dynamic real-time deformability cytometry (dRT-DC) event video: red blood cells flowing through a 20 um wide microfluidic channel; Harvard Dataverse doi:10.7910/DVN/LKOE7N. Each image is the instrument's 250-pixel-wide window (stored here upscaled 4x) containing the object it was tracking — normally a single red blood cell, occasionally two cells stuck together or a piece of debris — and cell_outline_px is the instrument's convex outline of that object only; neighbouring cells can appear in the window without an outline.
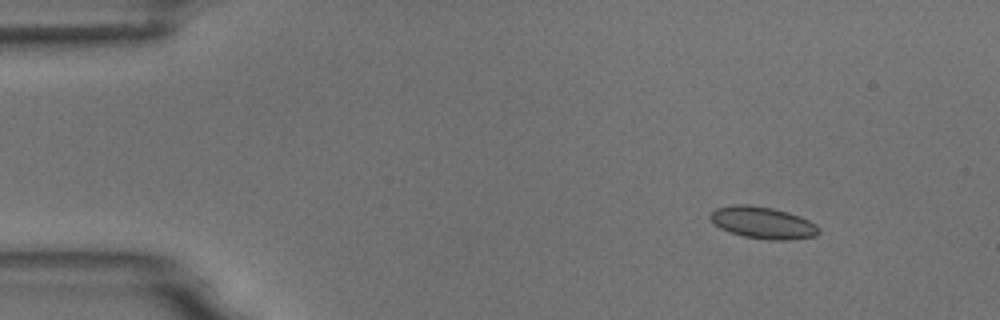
{"species": "common noctule bat (a hibernating species)", "species_latin": "Nyctalus noctula", "temperature_condition": "room temperature", "stored_images_in_passage": 7, "camera_frame_rate_fps": 3000, "um_per_image_px": 0.085, "animal": {"sex": "male", "body_mass_g": 18.8}, "frame": {"image": 1, "passage_image": 2, "time_ms": 1.0, "image_size_px": [1000, 320], "cell_outline_px": [[820, 232], [816, 236], [788, 240], [772, 240], [744, 236], [728, 232], [720, 228], [708, 216], [716, 208], [736, 204], [748, 204], [772, 208], [788, 212], [800, 216], [816, 224], [820, 228]], "centroid_in_image_um": [64.86, 18.93], "position_along_channel_um": 20.1, "area_um2": 20.17}}
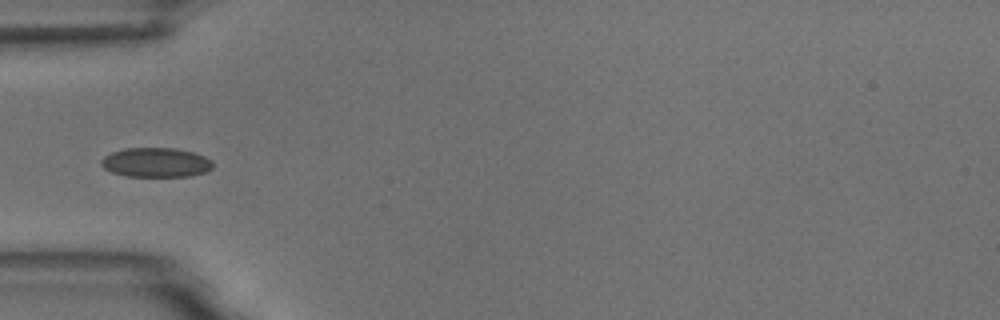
{"frame": {"image": 2, "passage_image": 5, "time_ms": 4.667, "image_size_px": [1000, 320], "cell_outline_px": [[212, 168], [208, 172], [192, 176], [128, 176], [112, 172], [104, 168], [100, 164], [100, 160], [104, 156], [112, 152], [124, 148], [176, 148], [192, 152], [204, 156], [212, 160]], "centroid_in_image_um": [13.26, 13.81], "position_along_channel_um": 71.7, "area_um2": 19.25}}